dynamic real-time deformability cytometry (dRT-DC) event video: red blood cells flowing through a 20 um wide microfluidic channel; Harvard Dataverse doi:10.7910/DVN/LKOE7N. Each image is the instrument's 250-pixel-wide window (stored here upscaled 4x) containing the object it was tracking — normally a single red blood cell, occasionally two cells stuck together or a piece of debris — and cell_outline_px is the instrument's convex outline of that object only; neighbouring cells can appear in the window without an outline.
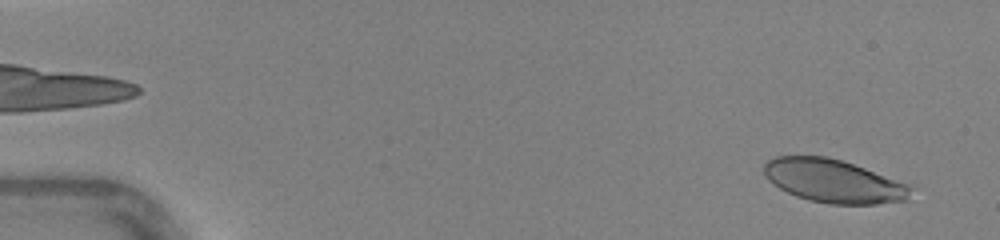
{"species": "human", "species_latin": "Homo sapiens", "temperature_condition": "warm", "stored_images_in_passage": 45, "camera_frame_rate_fps": 3000, "um_per_image_px": 0.085, "donor": {"sex": "female"}, "frame": {"image": 1, "passage_image": 2, "time_ms": 0.333, "image_size_px": [1000, 240], "cell_outline_px": [[912, 188], [908, 200], [876, 204], [828, 204], [808, 200], [796, 196], [780, 188], [768, 180], [764, 172], [764, 164], [768, 160], [776, 156], [828, 156], [864, 168], [908, 184]], "centroid_in_image_um": [70.84, 15.39], "position_along_channel_um": 14.2, "area_um2": 36.76}}
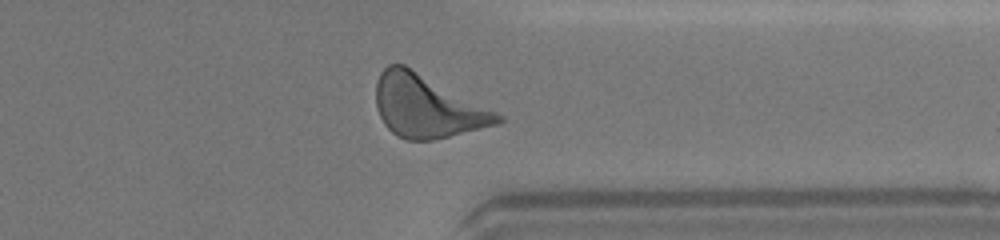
{"frame": {"image": 2, "passage_image": 36, "time_ms": 11.667, "image_size_px": [1000, 240], "cell_outline_px": [[504, 120], [500, 124], [432, 140], [408, 140], [396, 136], [384, 124], [376, 108], [376, 84], [380, 72], [388, 64], [404, 64], [504, 116]], "centroid_in_image_um": [36.28, 9.05], "position_along_channel_um": 375.1, "area_um2": 43.99}}
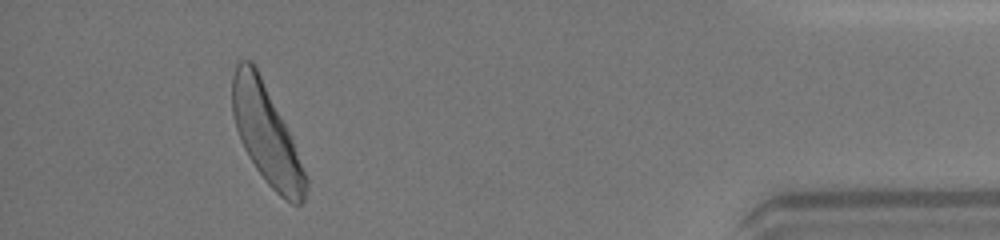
{"frame": {"image": 3, "passage_image": 42, "time_ms": 13.667, "image_size_px": [1000, 240], "cell_outline_px": [[308, 188], [304, 200], [300, 204], [292, 204], [284, 200], [264, 180], [248, 156], [240, 140], [232, 116], [232, 76], [236, 64], [240, 60], [252, 60], [256, 64], [292, 140], [308, 180]], "centroid_in_image_um": [22.62, 11.42], "position_along_channel_um": 412.6, "area_um2": 41.91}, "authors_computed_cell_mechanics": {"area_um2": 41.4426, "velocity_mm_per_s": 4.3656, "shape_relaxation_time_tau1_ms": 1.9355, "shape_relaxation_time_tau2_ms": null, "deformation_change_tau1": 0.1447, "deformation_change_tau2": null}}